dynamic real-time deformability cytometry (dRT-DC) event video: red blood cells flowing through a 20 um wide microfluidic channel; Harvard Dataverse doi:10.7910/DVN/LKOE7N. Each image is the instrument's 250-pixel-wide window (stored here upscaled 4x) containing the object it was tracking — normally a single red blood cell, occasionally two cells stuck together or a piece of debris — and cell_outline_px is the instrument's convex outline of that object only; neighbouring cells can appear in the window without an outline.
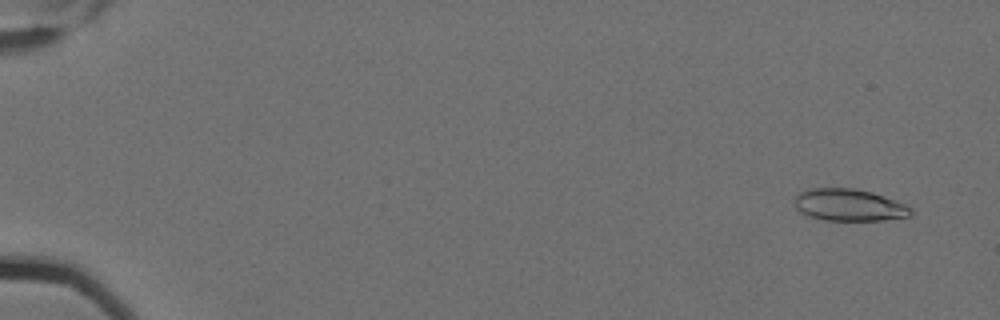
{"species": "Egyptian fruit bat (a non-hibernating species)", "species_latin": "Rousettus aegyptiacus", "temperature_condition": "cold", "stored_images_in_passage": 3, "camera_frame_rate_fps": 3000, "um_per_image_px": 0.085, "animal": {"sex": "female"}, "frame": {"image": 1, "passage_image": 2, "time_ms": 0.333, "image_size_px": [1000, 320], "cell_outline_px": [[912, 216], [880, 220], [824, 220], [808, 216], [800, 212], [796, 208], [796, 196], [800, 192], [812, 188], [852, 188], [872, 192], [904, 204], [912, 208]], "centroid_in_image_um": [72.17, 17.43], "position_along_channel_um": 12.8, "area_um2": 21.5}}